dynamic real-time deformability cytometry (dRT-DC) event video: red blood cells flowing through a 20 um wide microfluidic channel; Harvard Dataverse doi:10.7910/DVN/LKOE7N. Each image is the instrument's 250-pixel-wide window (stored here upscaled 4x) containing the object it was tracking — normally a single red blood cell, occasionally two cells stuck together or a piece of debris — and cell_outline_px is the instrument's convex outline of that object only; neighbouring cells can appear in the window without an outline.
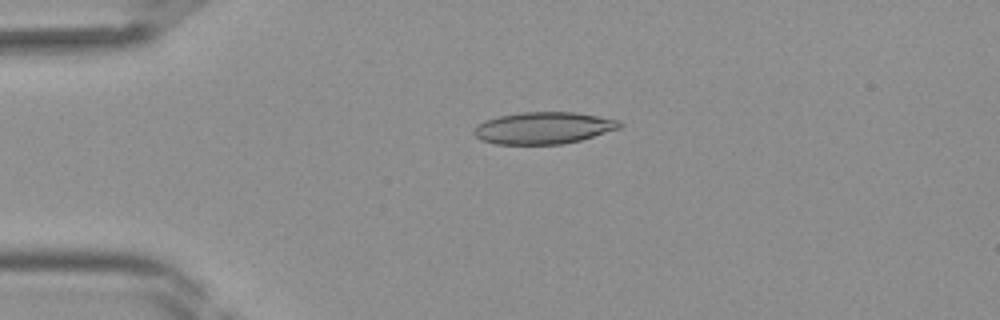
{"species": "Egyptian fruit bat (a non-hibernating species)", "species_latin": "Rousettus aegyptiacus", "temperature_condition": "room temperature", "stored_images_in_passage": 33, "camera_frame_rate_fps": 3000, "um_per_image_px": 0.085, "frame": {"image": 1, "passage_image": 4, "time_ms": 1.0, "image_size_px": [1000, 320], "cell_outline_px": [[624, 124], [620, 128], [580, 140], [564, 144], [496, 144], [480, 140], [472, 132], [484, 120], [500, 116], [520, 112], [576, 112], [620, 120]], "centroid_in_image_um": [46.22, 10.87], "position_along_channel_um": 38.8, "area_um2": 27.05}}
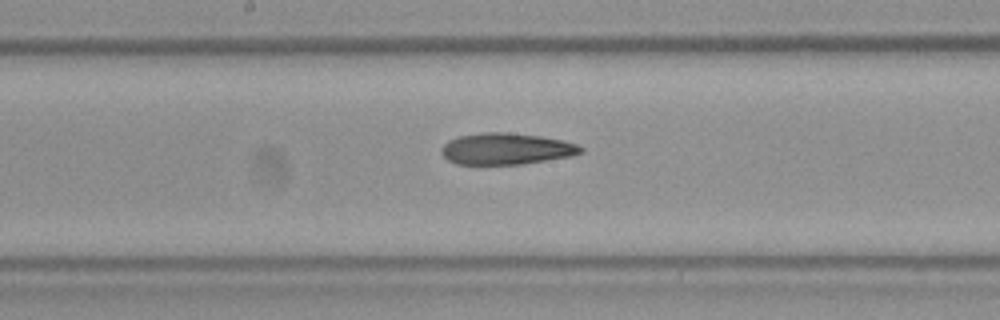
{"frame": {"image": 2, "passage_image": 16, "time_ms": 5.0, "image_size_px": [1000, 320], "cell_outline_px": [[584, 152], [572, 156], [524, 164], [456, 164], [448, 160], [440, 152], [440, 148], [448, 140], [460, 136], [484, 132], [508, 132], [540, 136], [564, 140], [576, 144], [584, 148]], "centroid_in_image_um": [43.05, 12.65], "position_along_channel_um": 205.2, "area_um2": 25.72}}
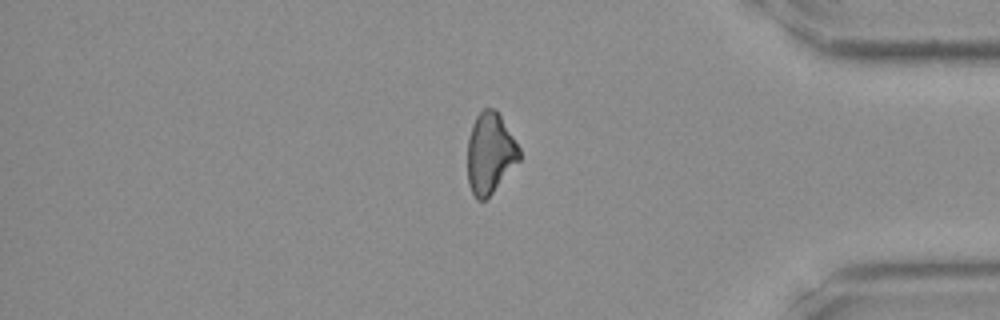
{"frame": {"image": 3, "passage_image": 29, "time_ms": 9.333, "image_size_px": [1000, 320], "cell_outline_px": [[520, 160], [492, 192], [484, 200], [476, 200], [468, 184], [468, 140], [472, 124], [476, 116], [484, 108], [492, 108], [500, 116], [520, 148]], "centroid_in_image_um": [41.64, 13.03], "position_along_channel_um": 393.6, "area_um2": 24.04}}